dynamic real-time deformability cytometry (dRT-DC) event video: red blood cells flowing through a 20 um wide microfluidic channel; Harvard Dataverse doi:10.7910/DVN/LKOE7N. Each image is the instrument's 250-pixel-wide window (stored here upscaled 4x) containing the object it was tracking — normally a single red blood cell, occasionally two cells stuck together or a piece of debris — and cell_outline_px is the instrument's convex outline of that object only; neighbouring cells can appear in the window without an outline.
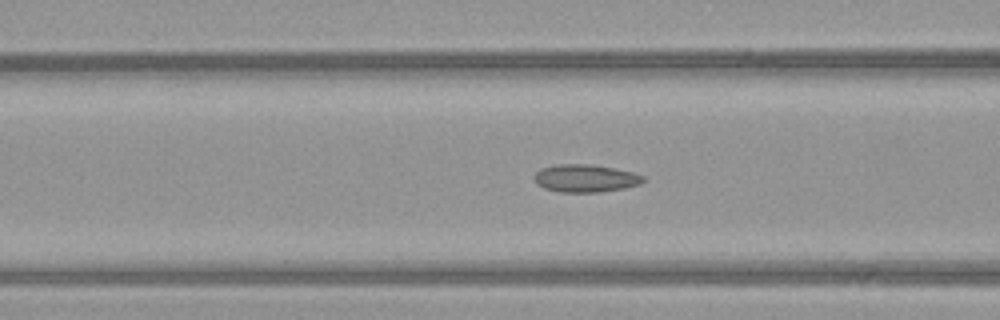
{"species": "common noctule bat (a hibernating species)", "species_latin": "Nyctalus noctula", "temperature_condition": "warm", "stored_images_in_passage": 37, "camera_frame_rate_fps": 3000, "um_per_image_px": 0.085, "animal": {"sex": "female", "body_mass_g": 21.9}, "frame": {"image": 1, "passage_image": 4, "time_ms": 1.0, "image_size_px": [1000, 320], "cell_outline_px": [[644, 180], [640, 184], [624, 188], [600, 192], [560, 192], [544, 188], [536, 184], [532, 176], [540, 168], [556, 164], [588, 164], [612, 168], [632, 172], [644, 176]], "centroid_in_image_um": [49.7, 15.15], "position_along_channel_um": 116.9, "area_um2": 17.63}}
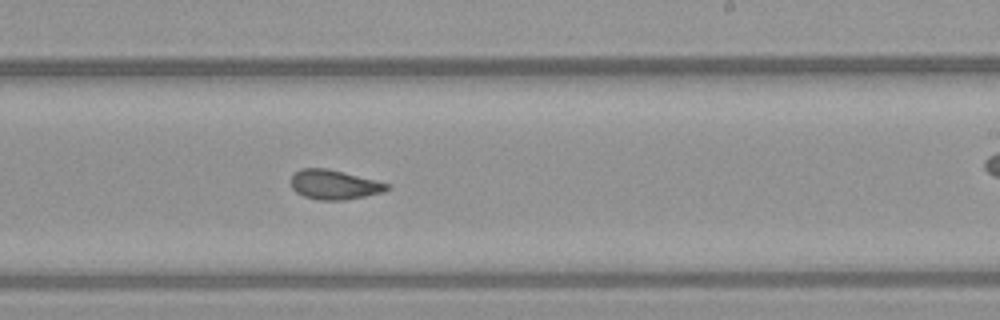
{"frame": {"image": 2, "passage_image": 15, "time_ms": 4.667, "image_size_px": [1000, 320], "cell_outline_px": [[392, 188], [384, 192], [344, 200], [320, 200], [304, 196], [296, 192], [292, 188], [292, 172], [300, 168], [328, 168], [392, 184]], "centroid_in_image_um": [28.44, 15.68], "position_along_channel_um": 260.6, "area_um2": 16.7}}
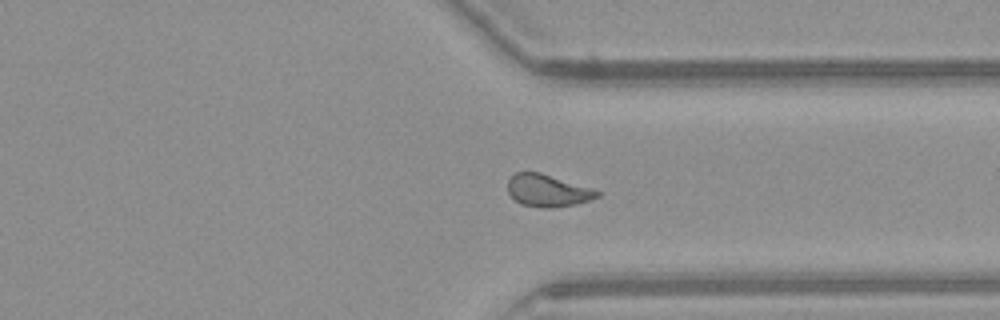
{"frame": {"image": 3, "passage_image": 23, "time_ms": 7.333, "image_size_px": [1000, 320], "cell_outline_px": [[600, 196], [592, 200], [576, 204], [552, 208], [544, 208], [520, 204], [508, 192], [508, 180], [516, 172], [540, 172], [600, 192]], "centroid_in_image_um": [46.53, 16.21], "position_along_channel_um": 364.9, "area_um2": 16.53}}